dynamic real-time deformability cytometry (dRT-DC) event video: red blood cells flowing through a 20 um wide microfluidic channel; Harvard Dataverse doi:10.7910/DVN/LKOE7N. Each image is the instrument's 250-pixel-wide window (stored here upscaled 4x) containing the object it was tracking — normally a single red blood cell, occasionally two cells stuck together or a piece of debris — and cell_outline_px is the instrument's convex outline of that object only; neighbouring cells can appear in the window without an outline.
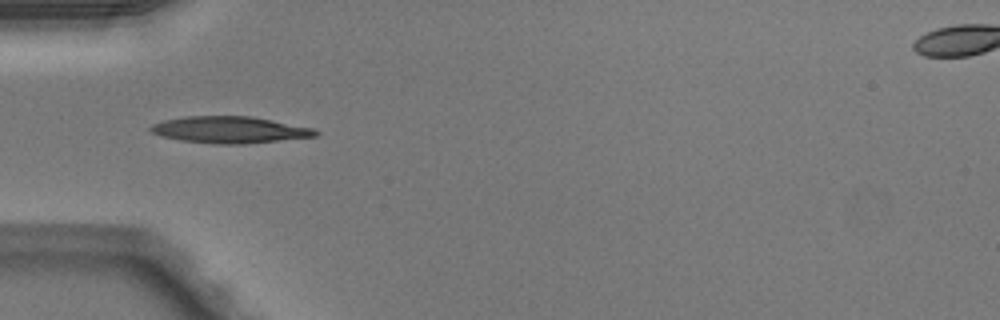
{"species": "Egyptian fruit bat (a non-hibernating species)", "species_latin": "Rousettus aegyptiacus", "temperature_condition": "warm", "stored_images_in_passage": 34, "camera_frame_rate_fps": 3000, "um_per_image_px": 0.085, "animal": {"sex": "male"}, "frame": {"image": 1, "passage_image": 1, "time_ms": 0.0, "image_size_px": [1000, 320], "cell_outline_px": [[320, 132], [316, 136], [244, 144], [216, 144], [180, 140], [164, 136], [152, 132], [148, 128], [152, 124], [164, 120], [184, 116], [252, 116], [316, 128]], "centroid_in_image_um": [19.56, 11.02], "position_along_channel_um": 65.4, "area_um2": 25.66}}
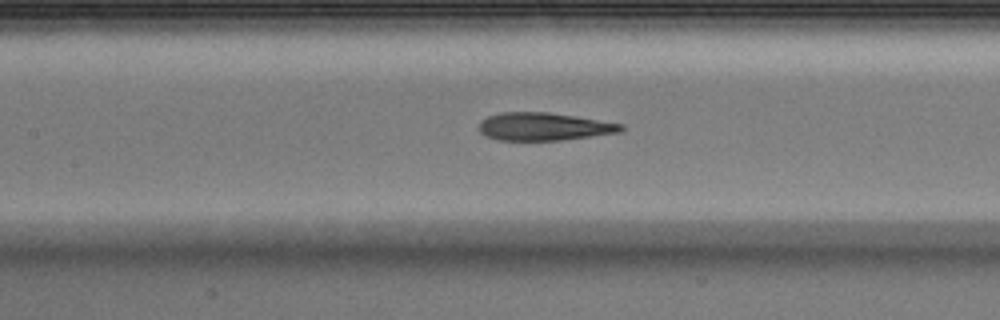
{"frame": {"image": 2, "passage_image": 8, "time_ms": 2.333, "image_size_px": [1000, 320], "cell_outline_px": [[624, 128], [620, 132], [560, 140], [500, 140], [488, 136], [480, 132], [480, 120], [488, 116], [500, 112], [548, 112], [576, 116], [624, 124]], "centroid_in_image_um": [46.23, 10.75], "position_along_channel_um": 161.2, "area_um2": 22.89}}
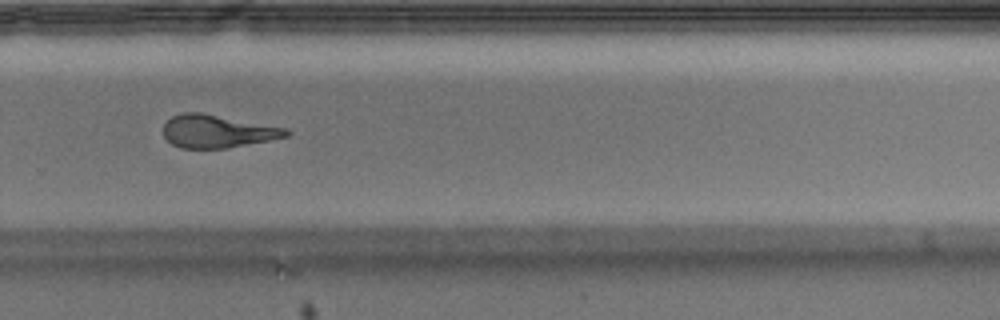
{"frame": {"image": 3, "passage_image": 19, "time_ms": 6.0, "image_size_px": [1000, 320], "cell_outline_px": [[292, 132], [288, 136], [228, 148], [180, 148], [172, 144], [164, 136], [164, 124], [172, 116], [184, 112], [200, 112], [288, 128]], "centroid_in_image_um": [18.49, 11.16], "position_along_channel_um": 311.3, "area_um2": 23.47}, "authors_computed_cell_mechanics": {"area_um2": 24.1604, "velocity_mm_per_s": 4.1149, "shape_relaxation_time_tau1_ms": 7.8864, "shape_relaxation_time_tau2_ms": 1.8326, "deformation_change_tau1": 0.2937, "deformation_change_tau2": 0.1315}}